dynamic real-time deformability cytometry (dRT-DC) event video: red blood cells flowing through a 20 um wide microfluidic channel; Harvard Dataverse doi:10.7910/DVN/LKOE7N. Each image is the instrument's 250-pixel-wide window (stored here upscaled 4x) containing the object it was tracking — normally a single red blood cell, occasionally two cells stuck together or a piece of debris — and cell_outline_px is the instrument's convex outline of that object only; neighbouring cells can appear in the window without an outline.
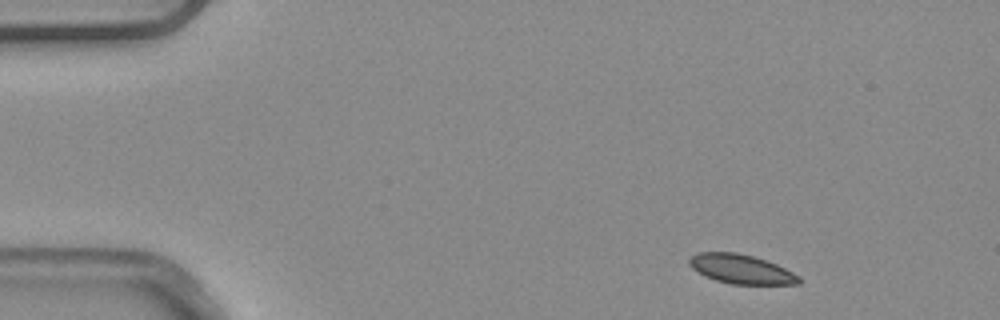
{"species": "common noctule bat (a hibernating species)", "species_latin": "Nyctalus noctula", "temperature_condition": "warm", "stored_images_in_passage": 5, "camera_frame_rate_fps": 3000, "um_per_image_px": 0.085, "animal": {"sex": "male", "body_mass_g": 20.4}, "frame": {"image": 1, "passage_image": 1, "time_ms": 0.0, "image_size_px": [1000, 320], "cell_outline_px": [[800, 284], [732, 284], [716, 280], [704, 276], [692, 268], [688, 264], [688, 256], [696, 252], [736, 252], [752, 256], [776, 264], [800, 276]], "centroid_in_image_um": [62.94, 22.86], "position_along_channel_um": 22.1, "area_um2": 18.73}}
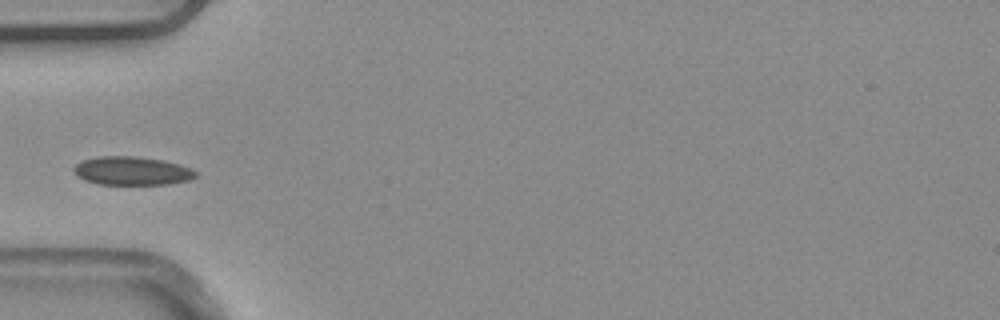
{"frame": {"image": 2, "passage_image": 4, "time_ms": 1.0, "image_size_px": [1000, 320], "cell_outline_px": [[196, 176], [188, 180], [168, 184], [96, 184], [84, 180], [72, 172], [72, 168], [76, 164], [84, 160], [100, 156], [132, 156], [164, 160], [192, 168], [196, 172]], "centroid_in_image_um": [11.19, 14.52], "position_along_channel_um": 73.8, "area_um2": 20.23}}